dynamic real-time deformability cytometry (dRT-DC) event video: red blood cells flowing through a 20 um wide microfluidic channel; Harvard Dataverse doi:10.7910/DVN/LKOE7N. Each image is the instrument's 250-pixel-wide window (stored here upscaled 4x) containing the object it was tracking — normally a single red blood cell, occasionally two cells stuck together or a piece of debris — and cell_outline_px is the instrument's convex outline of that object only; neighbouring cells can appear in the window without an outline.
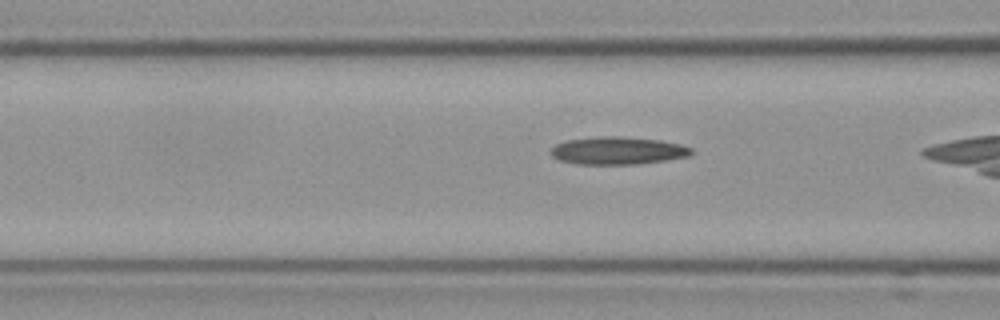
{"species": "Egyptian fruit bat (a non-hibernating species)", "species_latin": "Rousettus aegyptiacus", "temperature_condition": "cold", "stored_images_in_passage": 10, "camera_frame_rate_fps": 3000, "um_per_image_px": 0.085, "frame": {"image": 1, "passage_image": 9, "time_ms": 2.667, "image_size_px": [1000, 320], "cell_outline_px": [[692, 152], [688, 156], [664, 160], [632, 164], [576, 164], [560, 160], [552, 156], [552, 148], [556, 144], [564, 140], [596, 136], [620, 136], [660, 140], [680, 144], [692, 148]], "centroid_in_image_um": [52.47, 12.79], "position_along_channel_um": 114.1, "area_um2": 22.54}}